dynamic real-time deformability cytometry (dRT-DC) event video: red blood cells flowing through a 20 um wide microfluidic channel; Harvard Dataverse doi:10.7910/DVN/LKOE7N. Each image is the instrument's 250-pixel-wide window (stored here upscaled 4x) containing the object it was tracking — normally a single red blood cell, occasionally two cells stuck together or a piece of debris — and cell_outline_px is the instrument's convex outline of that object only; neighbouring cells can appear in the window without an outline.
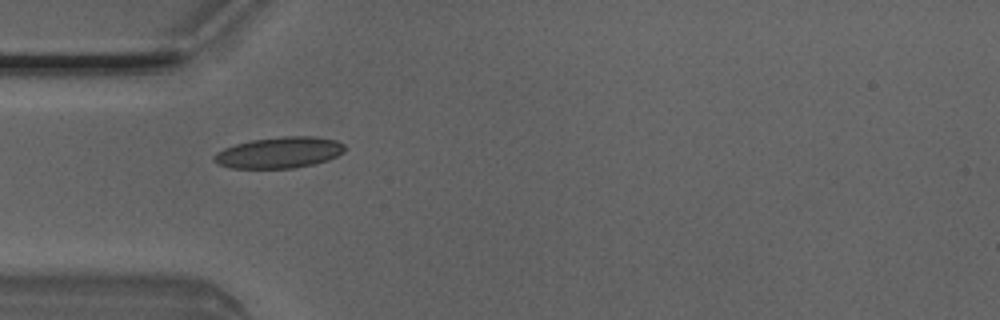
{"species": "Egyptian fruit bat (a non-hibernating species)", "species_latin": "Rousettus aegyptiacus", "temperature_condition": "room temperature", "stored_images_in_passage": 6, "camera_frame_rate_fps": 3000, "um_per_image_px": 0.085, "animal": {"sex": "male"}, "frame": {"image": 1, "passage_image": 5, "time_ms": 1.333, "image_size_px": [1000, 320], "cell_outline_px": [[344, 152], [328, 160], [312, 164], [292, 168], [228, 168], [212, 160], [212, 156], [216, 152], [224, 148], [236, 144], [252, 140], [284, 136], [316, 136], [336, 140], [344, 144]], "centroid_in_image_um": [23.72, 12.96], "position_along_channel_um": 61.3, "area_um2": 23.7}}